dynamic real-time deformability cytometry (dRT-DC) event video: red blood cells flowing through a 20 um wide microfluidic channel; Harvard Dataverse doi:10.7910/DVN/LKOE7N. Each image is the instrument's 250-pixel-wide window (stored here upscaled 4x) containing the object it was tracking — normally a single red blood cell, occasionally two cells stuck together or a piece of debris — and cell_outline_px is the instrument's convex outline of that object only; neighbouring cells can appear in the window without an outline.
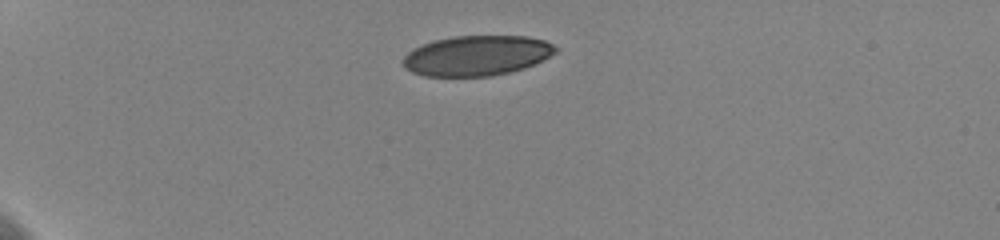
{"species": "human", "species_latin": "Homo sapiens", "temperature_condition": "cold", "stored_images_in_passage": 37, "camera_frame_rate_fps": 3000, "um_per_image_px": 0.085, "donor": {"sex": "female"}, "frame": {"image": 1, "passage_image": 1, "time_ms": 0.0, "image_size_px": [1000, 240], "cell_outline_px": [[556, 52], [536, 64], [524, 68], [492, 76], [424, 76], [412, 72], [404, 68], [400, 60], [412, 48], [432, 40], [452, 36], [524, 36], [544, 40], [552, 44], [556, 48]], "centroid_in_image_um": [40.47, 4.72], "position_along_channel_um": 44.5, "area_um2": 35.89}}
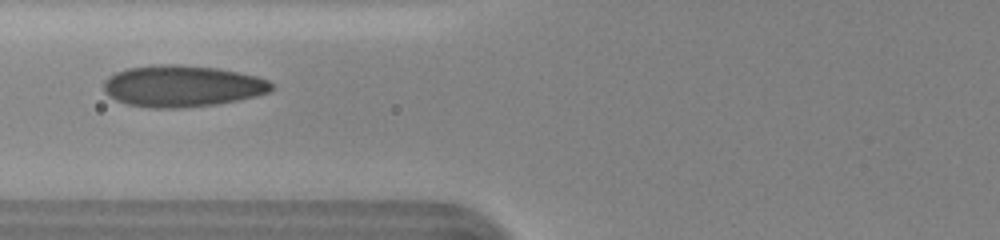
{"frame": {"image": 2, "passage_image": 11, "time_ms": 3.333, "image_size_px": [1000, 240], "cell_outline_px": [[276, 88], [268, 92], [256, 96], [216, 104], [184, 108], [148, 108], [128, 104], [116, 100], [108, 96], [104, 92], [104, 80], [108, 76], [116, 72], [128, 68], [160, 64], [180, 64], [216, 68], [256, 76], [268, 80]], "centroid_in_image_um": [15.46, 7.32], "position_along_channel_um": 110.3, "area_um2": 40.69}}
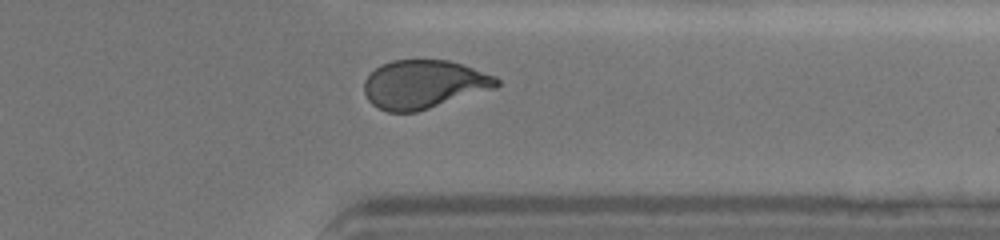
{"frame": {"image": 3, "passage_image": 33, "time_ms": 10.667, "image_size_px": [1000, 240], "cell_outline_px": [[500, 84], [496, 88], [416, 112], [388, 112], [372, 104], [368, 100], [364, 92], [364, 80], [376, 68], [392, 60], [448, 60], [496, 76], [500, 80]], "centroid_in_image_um": [36.03, 7.17], "position_along_channel_um": 375.4, "area_um2": 37.22}, "authors_computed_cell_mechanics": {"area_um2": 38.0324, "velocity_mm_per_s": 3.6136, "shape_relaxation_time_tau1_ms": 5.1364, "shape_relaxation_time_tau2_ms": 0.7633, "deformation_change_tau1": 0.1504, "deformation_change_tau2": 0.0551}}